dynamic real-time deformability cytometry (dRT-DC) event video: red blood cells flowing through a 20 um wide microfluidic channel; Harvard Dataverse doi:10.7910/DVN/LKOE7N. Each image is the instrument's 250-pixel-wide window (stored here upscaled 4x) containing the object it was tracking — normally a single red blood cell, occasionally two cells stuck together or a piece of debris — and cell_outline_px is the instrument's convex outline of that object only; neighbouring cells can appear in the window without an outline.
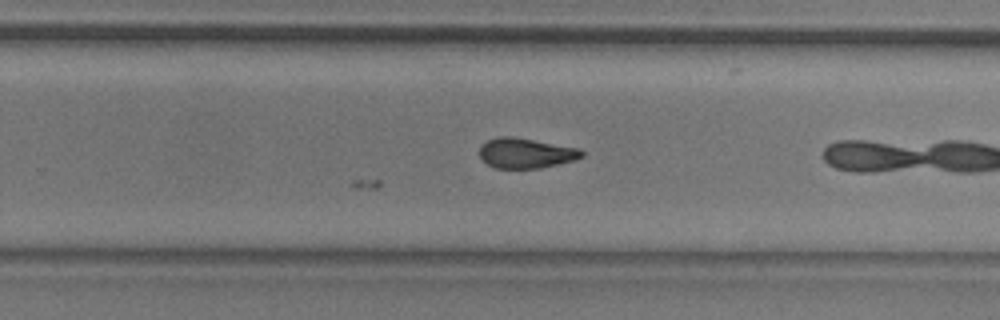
{"species": "common noctule bat (a hibernating species)", "species_latin": "Nyctalus noctula", "temperature_condition": "room temperature", "stored_images_in_passage": 17, "camera_frame_rate_fps": 3000, "um_per_image_px": 0.085, "animal": {"sex": "male", "body_mass_g": 20.5, "forearm_length_mm": 52.5}, "frame": {"image": 1, "passage_image": 17, "time_ms": 5.333, "image_size_px": [1000, 320], "cell_outline_px": [[584, 156], [576, 160], [540, 168], [496, 168], [488, 164], [480, 156], [480, 144], [488, 140], [500, 136], [512, 136], [580, 148], [584, 152]], "centroid_in_image_um": [44.72, 13.01], "position_along_channel_um": 285.1, "area_um2": 17.98}}